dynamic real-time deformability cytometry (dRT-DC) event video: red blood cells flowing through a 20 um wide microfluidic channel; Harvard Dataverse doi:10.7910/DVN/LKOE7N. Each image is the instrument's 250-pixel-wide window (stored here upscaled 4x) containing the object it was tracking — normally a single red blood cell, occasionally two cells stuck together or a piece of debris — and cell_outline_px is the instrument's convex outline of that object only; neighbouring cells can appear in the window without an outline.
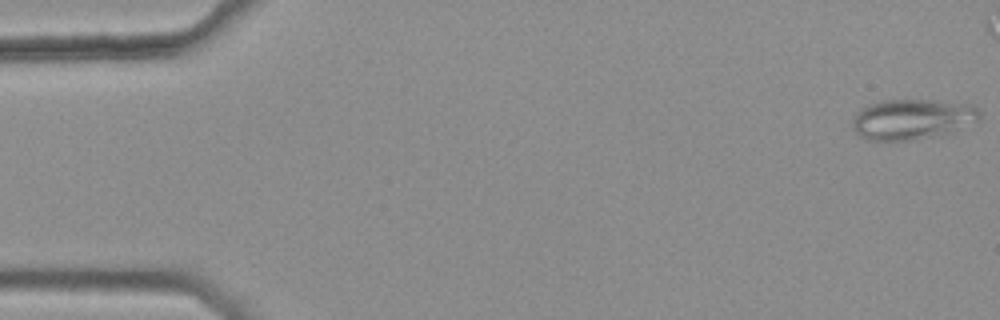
{"species": "common noctule bat (a hibernating species)", "species_latin": "Nyctalus noctula", "temperature_condition": "warm", "stored_images_in_passage": 48, "camera_frame_rate_fps": 3000, "um_per_image_px": 0.085, "animal": {"sex": "female", "body_mass_g": 25.1}, "frame": {"image": 1, "passage_image": 1, "time_ms": 0.0, "image_size_px": [1000, 320], "cell_outline_px": [[980, 120], [948, 132], [912, 140], [868, 140], [860, 136], [852, 128], [852, 120], [864, 108], [872, 104], [884, 100], [932, 100], [964, 104], [976, 108], [980, 112]], "centroid_in_image_um": [77.52, 10.14], "position_along_channel_um": 7.5, "area_um2": 29.13}}
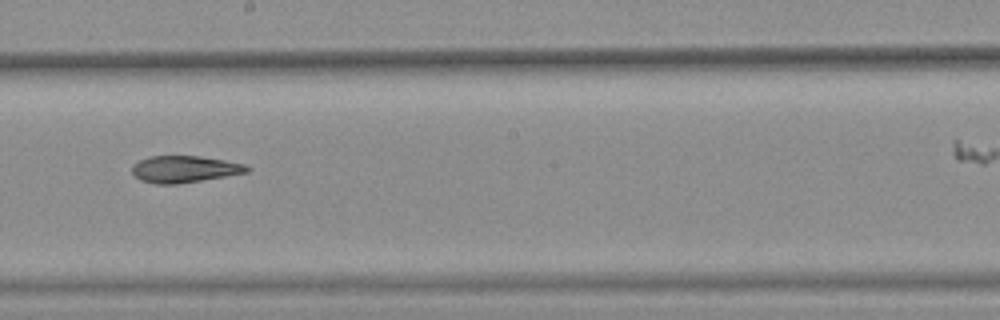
{"frame": {"image": 2, "passage_image": 30, "time_ms": 9.667, "image_size_px": [1000, 320], "cell_outline_px": [[252, 168], [248, 172], [176, 184], [156, 184], [140, 180], [132, 172], [132, 164], [148, 156], [200, 156], [224, 160], [244, 164]], "centroid_in_image_um": [15.65, 14.37], "position_along_channel_um": 232.5, "area_um2": 17.8}}
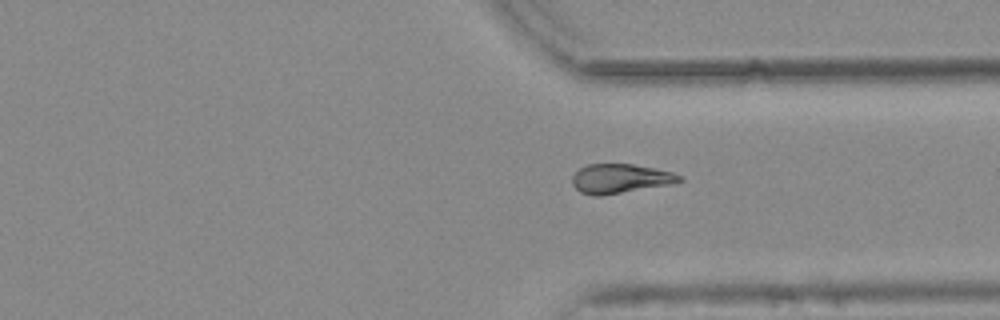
{"frame": {"image": 3, "passage_image": 40, "time_ms": 13.0, "image_size_px": [1000, 320], "cell_outline_px": [[684, 180], [668, 184], [600, 196], [592, 196], [580, 192], [572, 184], [572, 176], [580, 168], [588, 164], [632, 164], [656, 168], [672, 172], [684, 176]], "centroid_in_image_um": [52.71, 15.17], "position_along_channel_um": 358.7, "area_um2": 18.21}, "authors_computed_cell_mechanics": {"area_um2": 18.5827, "velocity_mm_per_s": 3.7773, "shape_relaxation_time_tau1_ms": null, "shape_relaxation_time_tau2_ms": 7.5204, "deformation_change_tau1": null, "deformation_change_tau2": 0.1177}}